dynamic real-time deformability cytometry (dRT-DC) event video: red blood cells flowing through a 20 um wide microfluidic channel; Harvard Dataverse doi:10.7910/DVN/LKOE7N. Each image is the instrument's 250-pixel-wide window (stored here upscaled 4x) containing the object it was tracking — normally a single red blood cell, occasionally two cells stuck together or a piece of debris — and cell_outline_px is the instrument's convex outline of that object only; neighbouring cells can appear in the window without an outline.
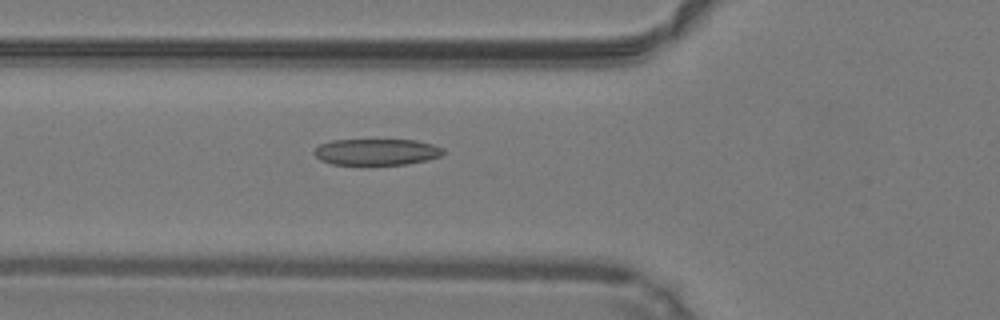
{"species": "common noctule bat (a hibernating species)", "species_latin": "Nyctalus noctula", "temperature_condition": "warm", "stored_images_in_passage": 49, "camera_frame_rate_fps": 3000, "um_per_image_px": 0.085, "animal": {"sex": "male", "body_mass_g": 19.2, "forearm_length_mm": 51.8}, "frame": {"image": 1, "passage_image": 18, "time_ms": 5.667, "image_size_px": [1000, 320], "cell_outline_px": [[444, 152], [440, 156], [428, 160], [404, 164], [332, 164], [320, 160], [312, 152], [320, 144], [332, 140], [416, 140], [432, 144], [444, 148]], "centroid_in_image_um": [32.01, 12.91], "position_along_channel_um": 93.8, "area_um2": 19.71}}
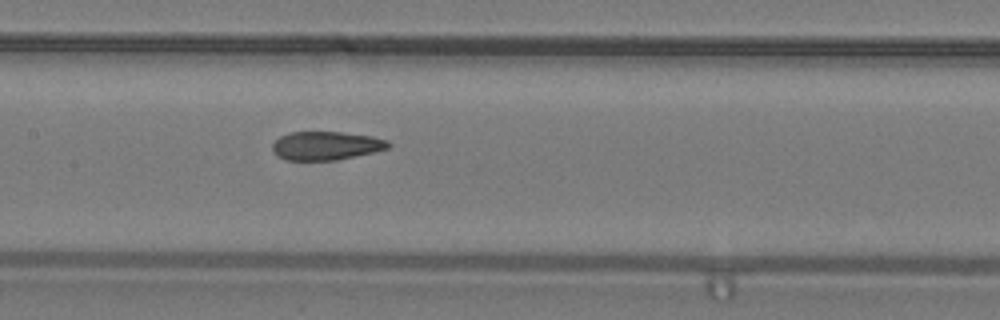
{"frame": {"image": 2, "passage_image": 24, "time_ms": 7.667, "image_size_px": [1000, 320], "cell_outline_px": [[392, 144], [388, 148], [372, 152], [336, 160], [284, 160], [276, 156], [272, 148], [272, 144], [280, 136], [288, 132], [340, 132], [372, 136], [388, 140]], "centroid_in_image_um": [27.69, 12.38], "position_along_channel_um": 179.7, "area_um2": 19.31}}
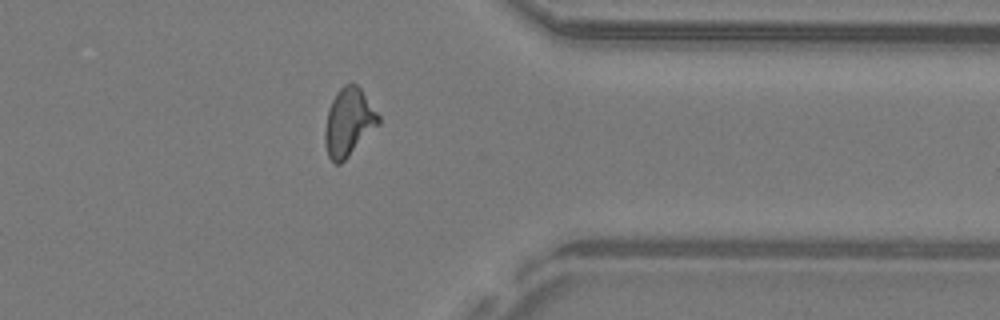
{"frame": {"image": 3, "passage_image": 39, "time_ms": 12.667, "image_size_px": [1000, 320], "cell_outline_px": [[380, 124], [340, 164], [336, 164], [328, 156], [324, 144], [324, 132], [328, 108], [336, 92], [344, 84], [356, 84], [360, 88], [380, 116]], "centroid_in_image_um": [29.62, 10.39], "position_along_channel_um": 381.8, "area_um2": 21.1}, "authors_computed_cell_mechanics": {"area_um2": 20.519, "velocity_mm_per_s": 4.2545, "shape_relaxation_time_tau1_ms": 5.2546, "shape_relaxation_time_tau2_ms": 2.1031, "deformation_change_tau1": 0.1829, "deformation_change_tau2": 0.0909}}